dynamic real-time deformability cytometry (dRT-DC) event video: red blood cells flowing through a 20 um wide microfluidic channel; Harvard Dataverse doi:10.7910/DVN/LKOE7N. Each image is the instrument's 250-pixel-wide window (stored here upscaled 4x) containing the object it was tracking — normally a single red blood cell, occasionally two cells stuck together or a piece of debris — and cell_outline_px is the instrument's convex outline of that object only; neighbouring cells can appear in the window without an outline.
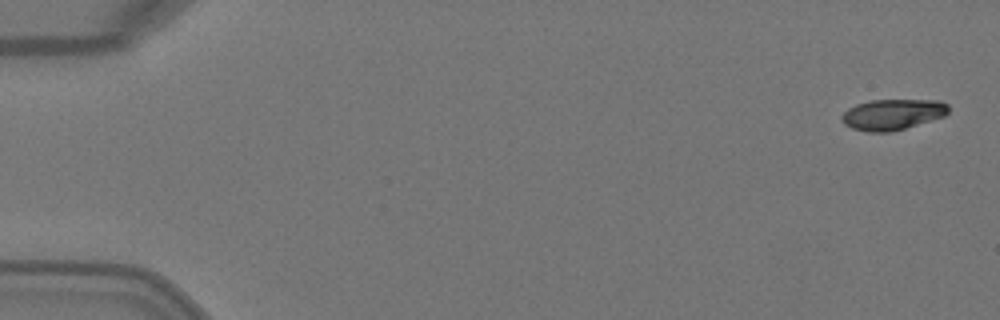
{"species": "Egyptian fruit bat (a non-hibernating species)", "species_latin": "Rousettus aegyptiacus", "temperature_condition": "warm", "stored_images_in_passage": 4, "camera_frame_rate_fps": 3000, "um_per_image_px": 0.085, "animal": {"sex": "female"}, "frame": {"image": 1, "passage_image": 1, "time_ms": 0.0, "image_size_px": [1000, 320], "cell_outline_px": [[948, 112], [944, 116], [892, 132], [868, 132], [852, 128], [844, 124], [840, 120], [840, 116], [848, 108], [856, 104], [872, 100], [940, 100], [948, 104]], "centroid_in_image_um": [75.84, 9.73], "position_along_channel_um": 9.2, "area_um2": 19.19}}
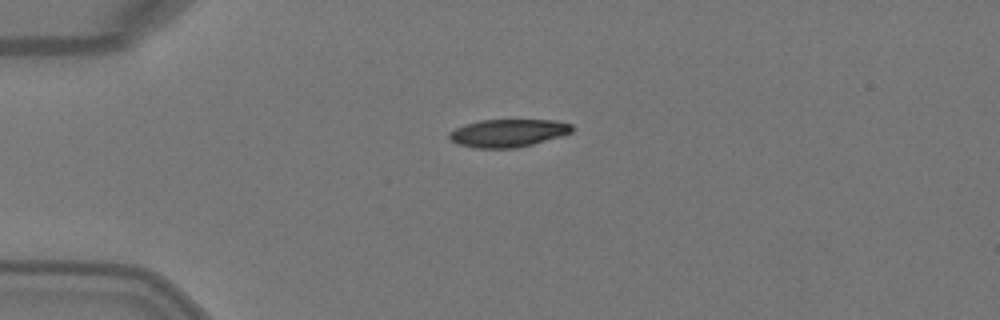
{"frame": {"image": 2, "passage_image": 4, "time_ms": 1.0, "image_size_px": [1000, 320], "cell_outline_px": [[572, 132], [560, 136], [532, 144], [516, 148], [476, 148], [456, 144], [448, 136], [448, 132], [464, 124], [480, 120], [552, 120], [572, 124]], "centroid_in_image_um": [43.14, 11.31], "position_along_channel_um": 41.9, "area_um2": 19.83}}